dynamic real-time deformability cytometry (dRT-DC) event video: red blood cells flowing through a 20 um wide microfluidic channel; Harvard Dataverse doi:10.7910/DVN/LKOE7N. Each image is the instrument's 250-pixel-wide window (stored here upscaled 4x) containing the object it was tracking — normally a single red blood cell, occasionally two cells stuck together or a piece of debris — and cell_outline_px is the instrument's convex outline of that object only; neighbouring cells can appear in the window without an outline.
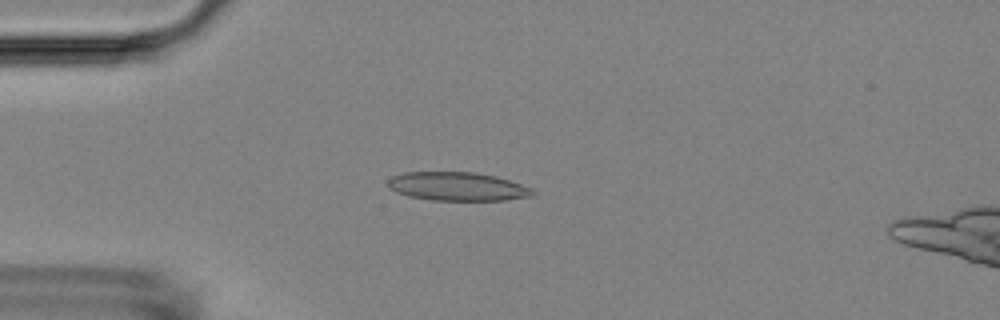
{"species": "Egyptian fruit bat (a non-hibernating species)", "species_latin": "Rousettus aegyptiacus", "temperature_condition": "room temperature", "stored_images_in_passage": 54, "camera_frame_rate_fps": 3000, "um_per_image_px": 0.085, "animal": {"sex": "female"}, "frame": {"image": 1, "passage_image": 14, "time_ms": 4.333, "image_size_px": [1000, 320], "cell_outline_px": [[536, 192], [532, 196], [504, 200], [432, 200], [408, 196], [396, 192], [388, 188], [388, 180], [392, 176], [404, 172], [472, 172], [496, 176], [532, 188]], "centroid_in_image_um": [38.86, 15.85], "position_along_channel_um": 46.1, "area_um2": 24.1}}
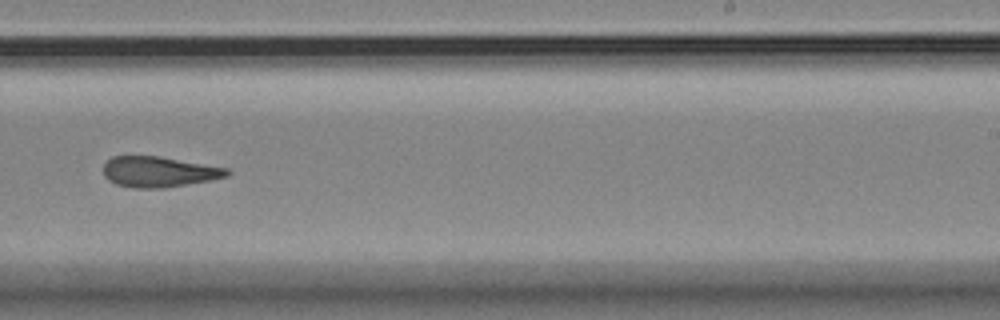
{"frame": {"image": 2, "passage_image": 34, "time_ms": 11.0, "image_size_px": [1000, 320], "cell_outline_px": [[232, 172], [228, 176], [212, 180], [164, 188], [132, 188], [116, 184], [108, 180], [104, 176], [104, 164], [112, 156], [160, 156], [228, 168]], "centroid_in_image_um": [13.52, 14.61], "position_along_channel_um": 275.5, "area_um2": 22.2}}
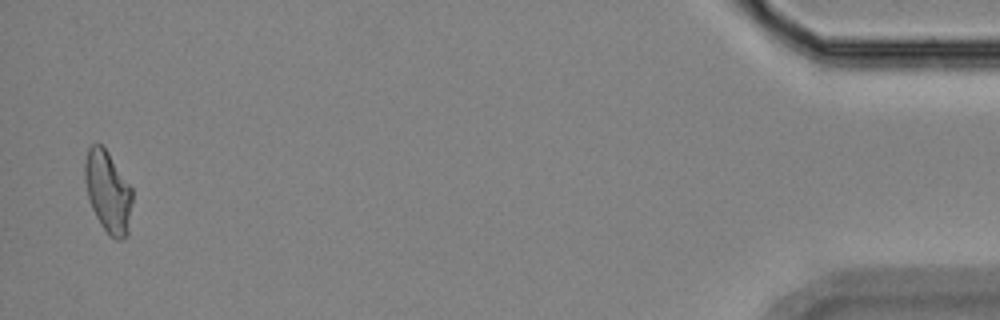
{"frame": {"image": 3, "passage_image": 53, "time_ms": 17.333, "image_size_px": [1000, 320], "cell_outline_px": [[132, 204], [128, 232], [120, 240], [116, 240], [108, 236], [100, 224], [88, 200], [84, 180], [84, 164], [88, 148], [92, 144], [100, 144], [108, 152], [132, 188]], "centroid_in_image_um": [9.16, 16.32], "position_along_channel_um": 426.0, "area_um2": 22.72}, "authors_computed_cell_mechanics": {"area_um2": 22.8599, "velocity_mm_per_s": 3.6905, "shape_relaxation_time_tau1_ms": null, "shape_relaxation_time_tau2_ms": 3.6476, "deformation_change_tau1": null, "deformation_change_tau2": 0.1228}}